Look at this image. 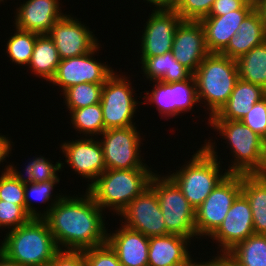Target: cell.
Returning a JSON list of instances; mask_svg holds the SVG:
<instances>
[{"label":"cell","mask_w":266,"mask_h":266,"mask_svg":"<svg viewBox=\"0 0 266 266\" xmlns=\"http://www.w3.org/2000/svg\"><path fill=\"white\" fill-rule=\"evenodd\" d=\"M71 194L66 193L43 218L59 250L83 251L107 243L106 212L86 190Z\"/></svg>","instance_id":"cell-1"},{"label":"cell","mask_w":266,"mask_h":266,"mask_svg":"<svg viewBox=\"0 0 266 266\" xmlns=\"http://www.w3.org/2000/svg\"><path fill=\"white\" fill-rule=\"evenodd\" d=\"M211 137L212 135L203 140V144L195 152L193 150L192 157L188 154L182 166L180 164L178 168L176 166V170L167 171V175L180 188L194 209H197L229 174L222 166L225 162L220 158L221 155H218L220 154L216 146L218 142ZM189 157L191 158L187 160Z\"/></svg>","instance_id":"cell-2"},{"label":"cell","mask_w":266,"mask_h":266,"mask_svg":"<svg viewBox=\"0 0 266 266\" xmlns=\"http://www.w3.org/2000/svg\"><path fill=\"white\" fill-rule=\"evenodd\" d=\"M214 131L215 138L227 144L230 158L225 161L229 174H265L266 173V141L252 131L241 120H209L208 127ZM229 156V157H228ZM232 156V157H231ZM232 158V159H231Z\"/></svg>","instance_id":"cell-3"},{"label":"cell","mask_w":266,"mask_h":266,"mask_svg":"<svg viewBox=\"0 0 266 266\" xmlns=\"http://www.w3.org/2000/svg\"><path fill=\"white\" fill-rule=\"evenodd\" d=\"M149 165L140 169H107L86 191L104 212L107 211L106 214L109 211L118 217L136 196L150 186L158 170Z\"/></svg>","instance_id":"cell-4"},{"label":"cell","mask_w":266,"mask_h":266,"mask_svg":"<svg viewBox=\"0 0 266 266\" xmlns=\"http://www.w3.org/2000/svg\"><path fill=\"white\" fill-rule=\"evenodd\" d=\"M193 76L199 105L206 112V117L200 119L207 120L208 126L209 118L216 115L227 103L239 79L236 60L220 53H209Z\"/></svg>","instance_id":"cell-5"},{"label":"cell","mask_w":266,"mask_h":266,"mask_svg":"<svg viewBox=\"0 0 266 266\" xmlns=\"http://www.w3.org/2000/svg\"><path fill=\"white\" fill-rule=\"evenodd\" d=\"M0 250L22 266H39L53 260L59 248L43 218L5 231Z\"/></svg>","instance_id":"cell-6"},{"label":"cell","mask_w":266,"mask_h":266,"mask_svg":"<svg viewBox=\"0 0 266 266\" xmlns=\"http://www.w3.org/2000/svg\"><path fill=\"white\" fill-rule=\"evenodd\" d=\"M128 76L125 72H116L115 69V72L103 84L100 104L106 130L135 125L139 127L134 120L137 119L138 107L140 109L142 105L138 99L142 98L143 94L140 92V96H136L138 95L135 93L136 87L132 83L136 80L131 81L132 78L130 79V75Z\"/></svg>","instance_id":"cell-7"},{"label":"cell","mask_w":266,"mask_h":266,"mask_svg":"<svg viewBox=\"0 0 266 266\" xmlns=\"http://www.w3.org/2000/svg\"><path fill=\"white\" fill-rule=\"evenodd\" d=\"M159 173L157 171L153 175L150 186L157 194L166 230L169 234L180 235L198 242L194 207L167 174Z\"/></svg>","instance_id":"cell-8"},{"label":"cell","mask_w":266,"mask_h":266,"mask_svg":"<svg viewBox=\"0 0 266 266\" xmlns=\"http://www.w3.org/2000/svg\"><path fill=\"white\" fill-rule=\"evenodd\" d=\"M143 135L136 125L105 130L98 140L102 146L106 170L145 167L147 163L141 149L145 142Z\"/></svg>","instance_id":"cell-9"},{"label":"cell","mask_w":266,"mask_h":266,"mask_svg":"<svg viewBox=\"0 0 266 266\" xmlns=\"http://www.w3.org/2000/svg\"><path fill=\"white\" fill-rule=\"evenodd\" d=\"M242 192V175L228 174L195 209L197 240L208 239L222 224L236 197Z\"/></svg>","instance_id":"cell-10"},{"label":"cell","mask_w":266,"mask_h":266,"mask_svg":"<svg viewBox=\"0 0 266 266\" xmlns=\"http://www.w3.org/2000/svg\"><path fill=\"white\" fill-rule=\"evenodd\" d=\"M102 47L104 45L99 43L82 56L62 59L48 85L59 86L57 90L60 89L58 92L62 94L69 87L80 83H105L115 71L107 61L103 62L99 58L96 60L95 56H99Z\"/></svg>","instance_id":"cell-11"},{"label":"cell","mask_w":266,"mask_h":266,"mask_svg":"<svg viewBox=\"0 0 266 266\" xmlns=\"http://www.w3.org/2000/svg\"><path fill=\"white\" fill-rule=\"evenodd\" d=\"M146 18L138 39L140 48L137 52L141 55L137 57H154L172 51L176 29L183 21L180 15L172 7H152Z\"/></svg>","instance_id":"cell-12"},{"label":"cell","mask_w":266,"mask_h":266,"mask_svg":"<svg viewBox=\"0 0 266 266\" xmlns=\"http://www.w3.org/2000/svg\"><path fill=\"white\" fill-rule=\"evenodd\" d=\"M61 141L59 152L65 157L64 162L61 161V172L67 164L73 174L88 182L87 189L106 170L98 138L78 137Z\"/></svg>","instance_id":"cell-13"},{"label":"cell","mask_w":266,"mask_h":266,"mask_svg":"<svg viewBox=\"0 0 266 266\" xmlns=\"http://www.w3.org/2000/svg\"><path fill=\"white\" fill-rule=\"evenodd\" d=\"M119 223L150 237L168 235L157 194L149 186L118 215Z\"/></svg>","instance_id":"cell-14"},{"label":"cell","mask_w":266,"mask_h":266,"mask_svg":"<svg viewBox=\"0 0 266 266\" xmlns=\"http://www.w3.org/2000/svg\"><path fill=\"white\" fill-rule=\"evenodd\" d=\"M66 13L54 24L48 33L62 59L82 56L92 51L99 43L94 29L79 17Z\"/></svg>","instance_id":"cell-15"},{"label":"cell","mask_w":266,"mask_h":266,"mask_svg":"<svg viewBox=\"0 0 266 266\" xmlns=\"http://www.w3.org/2000/svg\"><path fill=\"white\" fill-rule=\"evenodd\" d=\"M255 234L251 206L241 192L234 200L222 224L208 238L207 242L215 243L217 254L224 256L237 243Z\"/></svg>","instance_id":"cell-16"},{"label":"cell","mask_w":266,"mask_h":266,"mask_svg":"<svg viewBox=\"0 0 266 266\" xmlns=\"http://www.w3.org/2000/svg\"><path fill=\"white\" fill-rule=\"evenodd\" d=\"M60 1V2H59ZM62 0H23L14 9L13 26L39 35L48 34L64 15ZM61 5V6H60ZM19 6V7H18Z\"/></svg>","instance_id":"cell-17"},{"label":"cell","mask_w":266,"mask_h":266,"mask_svg":"<svg viewBox=\"0 0 266 266\" xmlns=\"http://www.w3.org/2000/svg\"><path fill=\"white\" fill-rule=\"evenodd\" d=\"M173 57L194 73L210 53L206 47L205 33L200 21H182L176 29Z\"/></svg>","instance_id":"cell-18"},{"label":"cell","mask_w":266,"mask_h":266,"mask_svg":"<svg viewBox=\"0 0 266 266\" xmlns=\"http://www.w3.org/2000/svg\"><path fill=\"white\" fill-rule=\"evenodd\" d=\"M192 242L190 238L175 234L150 237L148 266H190L195 259Z\"/></svg>","instance_id":"cell-19"},{"label":"cell","mask_w":266,"mask_h":266,"mask_svg":"<svg viewBox=\"0 0 266 266\" xmlns=\"http://www.w3.org/2000/svg\"><path fill=\"white\" fill-rule=\"evenodd\" d=\"M113 228L107 231V243L115 251L121 265L148 266L149 238L123 224L116 230Z\"/></svg>","instance_id":"cell-20"},{"label":"cell","mask_w":266,"mask_h":266,"mask_svg":"<svg viewBox=\"0 0 266 266\" xmlns=\"http://www.w3.org/2000/svg\"><path fill=\"white\" fill-rule=\"evenodd\" d=\"M252 10H235L223 16H207L200 20L210 53H220L229 43L240 24Z\"/></svg>","instance_id":"cell-21"},{"label":"cell","mask_w":266,"mask_h":266,"mask_svg":"<svg viewBox=\"0 0 266 266\" xmlns=\"http://www.w3.org/2000/svg\"><path fill=\"white\" fill-rule=\"evenodd\" d=\"M265 41L264 22L259 10L255 7L242 21L238 32L230 38L228 45L220 54L237 60Z\"/></svg>","instance_id":"cell-22"},{"label":"cell","mask_w":266,"mask_h":266,"mask_svg":"<svg viewBox=\"0 0 266 266\" xmlns=\"http://www.w3.org/2000/svg\"><path fill=\"white\" fill-rule=\"evenodd\" d=\"M265 96L266 90L262 86L239 78L227 103L209 120H241Z\"/></svg>","instance_id":"cell-23"},{"label":"cell","mask_w":266,"mask_h":266,"mask_svg":"<svg viewBox=\"0 0 266 266\" xmlns=\"http://www.w3.org/2000/svg\"><path fill=\"white\" fill-rule=\"evenodd\" d=\"M139 60L138 63L141 64L140 74H143V81L145 82L148 80L149 82L173 83L190 79L193 76L189 69L173 57L172 51L154 57L139 58Z\"/></svg>","instance_id":"cell-24"},{"label":"cell","mask_w":266,"mask_h":266,"mask_svg":"<svg viewBox=\"0 0 266 266\" xmlns=\"http://www.w3.org/2000/svg\"><path fill=\"white\" fill-rule=\"evenodd\" d=\"M28 160L26 161L27 163L24 164L25 168L21 171L19 170L20 168L17 167V162L16 165L15 163L13 164V162L11 163L9 161L6 164L7 170L21 184L27 185L30 183L60 181L61 177L58 175V173L61 172L60 159L53 164L54 161L48 157H45L44 154L37 156L35 154L33 158H29Z\"/></svg>","instance_id":"cell-25"},{"label":"cell","mask_w":266,"mask_h":266,"mask_svg":"<svg viewBox=\"0 0 266 266\" xmlns=\"http://www.w3.org/2000/svg\"><path fill=\"white\" fill-rule=\"evenodd\" d=\"M242 193L251 206L254 233L266 235V173L242 175Z\"/></svg>","instance_id":"cell-26"},{"label":"cell","mask_w":266,"mask_h":266,"mask_svg":"<svg viewBox=\"0 0 266 266\" xmlns=\"http://www.w3.org/2000/svg\"><path fill=\"white\" fill-rule=\"evenodd\" d=\"M61 58L48 34L38 35L33 48L32 58L27 66V72L44 79L47 84L54 77Z\"/></svg>","instance_id":"cell-27"},{"label":"cell","mask_w":266,"mask_h":266,"mask_svg":"<svg viewBox=\"0 0 266 266\" xmlns=\"http://www.w3.org/2000/svg\"><path fill=\"white\" fill-rule=\"evenodd\" d=\"M59 183L60 181H48L25 185V210L31 218H44L51 208L66 194V192L63 194L61 190L57 191L60 193L54 190ZM33 201L35 204L46 205L47 203V205L44 210H41L39 206H34Z\"/></svg>","instance_id":"cell-28"},{"label":"cell","mask_w":266,"mask_h":266,"mask_svg":"<svg viewBox=\"0 0 266 266\" xmlns=\"http://www.w3.org/2000/svg\"><path fill=\"white\" fill-rule=\"evenodd\" d=\"M224 256L234 266H266V235L253 234Z\"/></svg>","instance_id":"cell-29"},{"label":"cell","mask_w":266,"mask_h":266,"mask_svg":"<svg viewBox=\"0 0 266 266\" xmlns=\"http://www.w3.org/2000/svg\"><path fill=\"white\" fill-rule=\"evenodd\" d=\"M70 127L75 129L76 137L98 138L106 129L103 122L101 104L75 109L68 112ZM72 125V126H71ZM84 135V136H83Z\"/></svg>","instance_id":"cell-30"},{"label":"cell","mask_w":266,"mask_h":266,"mask_svg":"<svg viewBox=\"0 0 266 266\" xmlns=\"http://www.w3.org/2000/svg\"><path fill=\"white\" fill-rule=\"evenodd\" d=\"M239 78L266 90V41L236 60Z\"/></svg>","instance_id":"cell-31"},{"label":"cell","mask_w":266,"mask_h":266,"mask_svg":"<svg viewBox=\"0 0 266 266\" xmlns=\"http://www.w3.org/2000/svg\"><path fill=\"white\" fill-rule=\"evenodd\" d=\"M12 34V35H11ZM10 34L9 38H6L5 51L12 64L19 65L24 70H26L27 66L29 65L33 48L36 42V38L39 34L29 31L20 30L14 27L13 32Z\"/></svg>","instance_id":"cell-32"},{"label":"cell","mask_w":266,"mask_h":266,"mask_svg":"<svg viewBox=\"0 0 266 266\" xmlns=\"http://www.w3.org/2000/svg\"><path fill=\"white\" fill-rule=\"evenodd\" d=\"M152 89L145 90L144 96L141 98L142 104L156 107L157 114L160 119L169 120L176 118V104L174 97V82L165 83L162 81H151ZM153 104V105H152Z\"/></svg>","instance_id":"cell-33"},{"label":"cell","mask_w":266,"mask_h":266,"mask_svg":"<svg viewBox=\"0 0 266 266\" xmlns=\"http://www.w3.org/2000/svg\"><path fill=\"white\" fill-rule=\"evenodd\" d=\"M104 83H80L66 89L61 95L67 111L100 103Z\"/></svg>","instance_id":"cell-34"},{"label":"cell","mask_w":266,"mask_h":266,"mask_svg":"<svg viewBox=\"0 0 266 266\" xmlns=\"http://www.w3.org/2000/svg\"><path fill=\"white\" fill-rule=\"evenodd\" d=\"M174 97L176 118H179V116L182 118L183 115L189 112L193 114L194 106L198 107L199 104L194 76L184 81L174 82Z\"/></svg>","instance_id":"cell-35"},{"label":"cell","mask_w":266,"mask_h":266,"mask_svg":"<svg viewBox=\"0 0 266 266\" xmlns=\"http://www.w3.org/2000/svg\"><path fill=\"white\" fill-rule=\"evenodd\" d=\"M0 170V200L22 206L25 209V185L17 181L7 170Z\"/></svg>","instance_id":"cell-36"},{"label":"cell","mask_w":266,"mask_h":266,"mask_svg":"<svg viewBox=\"0 0 266 266\" xmlns=\"http://www.w3.org/2000/svg\"><path fill=\"white\" fill-rule=\"evenodd\" d=\"M215 0H177L172 8L183 21H200L208 16Z\"/></svg>","instance_id":"cell-37"},{"label":"cell","mask_w":266,"mask_h":266,"mask_svg":"<svg viewBox=\"0 0 266 266\" xmlns=\"http://www.w3.org/2000/svg\"><path fill=\"white\" fill-rule=\"evenodd\" d=\"M31 216L20 205L0 200V225L4 230H12L28 223Z\"/></svg>","instance_id":"cell-38"},{"label":"cell","mask_w":266,"mask_h":266,"mask_svg":"<svg viewBox=\"0 0 266 266\" xmlns=\"http://www.w3.org/2000/svg\"><path fill=\"white\" fill-rule=\"evenodd\" d=\"M83 253L86 266H122L108 243L83 250Z\"/></svg>","instance_id":"cell-39"},{"label":"cell","mask_w":266,"mask_h":266,"mask_svg":"<svg viewBox=\"0 0 266 266\" xmlns=\"http://www.w3.org/2000/svg\"><path fill=\"white\" fill-rule=\"evenodd\" d=\"M241 121L266 141V96L255 103Z\"/></svg>","instance_id":"cell-40"},{"label":"cell","mask_w":266,"mask_h":266,"mask_svg":"<svg viewBox=\"0 0 266 266\" xmlns=\"http://www.w3.org/2000/svg\"><path fill=\"white\" fill-rule=\"evenodd\" d=\"M256 5H247L242 0H215L208 16H223L235 10H253Z\"/></svg>","instance_id":"cell-41"},{"label":"cell","mask_w":266,"mask_h":266,"mask_svg":"<svg viewBox=\"0 0 266 266\" xmlns=\"http://www.w3.org/2000/svg\"><path fill=\"white\" fill-rule=\"evenodd\" d=\"M51 262L55 266H86L83 251L59 250Z\"/></svg>","instance_id":"cell-42"},{"label":"cell","mask_w":266,"mask_h":266,"mask_svg":"<svg viewBox=\"0 0 266 266\" xmlns=\"http://www.w3.org/2000/svg\"><path fill=\"white\" fill-rule=\"evenodd\" d=\"M9 134L4 135L3 133H0V166L3 167L1 164H6L7 158L12 156V150L13 147L15 146L14 142L12 141V138L10 136L8 137ZM5 162V163H3Z\"/></svg>","instance_id":"cell-43"},{"label":"cell","mask_w":266,"mask_h":266,"mask_svg":"<svg viewBox=\"0 0 266 266\" xmlns=\"http://www.w3.org/2000/svg\"><path fill=\"white\" fill-rule=\"evenodd\" d=\"M207 260L198 258L197 256L195 257V259L193 260V266H226V257L222 256V255H216L213 257L210 256L211 258L208 260L209 256H206ZM200 259V261L198 259ZM202 259V260H201ZM199 261V262H198Z\"/></svg>","instance_id":"cell-44"},{"label":"cell","mask_w":266,"mask_h":266,"mask_svg":"<svg viewBox=\"0 0 266 266\" xmlns=\"http://www.w3.org/2000/svg\"><path fill=\"white\" fill-rule=\"evenodd\" d=\"M0 266H22L0 250Z\"/></svg>","instance_id":"cell-45"},{"label":"cell","mask_w":266,"mask_h":266,"mask_svg":"<svg viewBox=\"0 0 266 266\" xmlns=\"http://www.w3.org/2000/svg\"><path fill=\"white\" fill-rule=\"evenodd\" d=\"M256 8L259 10L262 20L264 22V28L266 33V0H257Z\"/></svg>","instance_id":"cell-46"},{"label":"cell","mask_w":266,"mask_h":266,"mask_svg":"<svg viewBox=\"0 0 266 266\" xmlns=\"http://www.w3.org/2000/svg\"><path fill=\"white\" fill-rule=\"evenodd\" d=\"M142 2H147V5L152 7H168V0H143Z\"/></svg>","instance_id":"cell-47"},{"label":"cell","mask_w":266,"mask_h":266,"mask_svg":"<svg viewBox=\"0 0 266 266\" xmlns=\"http://www.w3.org/2000/svg\"><path fill=\"white\" fill-rule=\"evenodd\" d=\"M247 5H257V0H242Z\"/></svg>","instance_id":"cell-48"},{"label":"cell","mask_w":266,"mask_h":266,"mask_svg":"<svg viewBox=\"0 0 266 266\" xmlns=\"http://www.w3.org/2000/svg\"><path fill=\"white\" fill-rule=\"evenodd\" d=\"M177 0H168V7H172V5L176 2Z\"/></svg>","instance_id":"cell-49"},{"label":"cell","mask_w":266,"mask_h":266,"mask_svg":"<svg viewBox=\"0 0 266 266\" xmlns=\"http://www.w3.org/2000/svg\"><path fill=\"white\" fill-rule=\"evenodd\" d=\"M39 266H55V265L52 262H49V263L42 264V265H39Z\"/></svg>","instance_id":"cell-50"},{"label":"cell","mask_w":266,"mask_h":266,"mask_svg":"<svg viewBox=\"0 0 266 266\" xmlns=\"http://www.w3.org/2000/svg\"><path fill=\"white\" fill-rule=\"evenodd\" d=\"M226 266H234V265L226 258Z\"/></svg>","instance_id":"cell-51"},{"label":"cell","mask_w":266,"mask_h":266,"mask_svg":"<svg viewBox=\"0 0 266 266\" xmlns=\"http://www.w3.org/2000/svg\"><path fill=\"white\" fill-rule=\"evenodd\" d=\"M4 1L7 2V0H0V5H1V3H2V4H3V3L5 4Z\"/></svg>","instance_id":"cell-52"},{"label":"cell","mask_w":266,"mask_h":266,"mask_svg":"<svg viewBox=\"0 0 266 266\" xmlns=\"http://www.w3.org/2000/svg\"><path fill=\"white\" fill-rule=\"evenodd\" d=\"M0 231H5L3 228H2V226L0 225ZM0 233H2V232H0Z\"/></svg>","instance_id":"cell-53"}]
</instances>
